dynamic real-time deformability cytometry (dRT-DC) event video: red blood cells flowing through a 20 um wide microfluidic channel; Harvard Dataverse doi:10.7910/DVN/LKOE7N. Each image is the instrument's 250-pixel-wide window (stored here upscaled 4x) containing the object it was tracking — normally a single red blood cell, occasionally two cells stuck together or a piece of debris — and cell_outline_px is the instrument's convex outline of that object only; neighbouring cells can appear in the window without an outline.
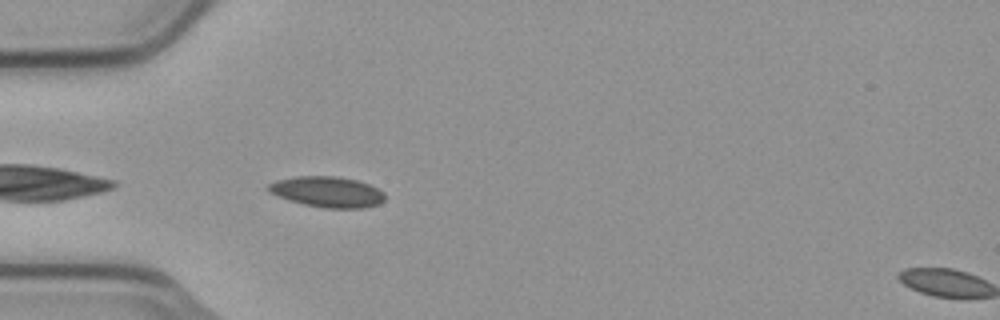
{"species": "common noctule bat (a hibernating species)", "species_latin": "Nyctalus noctula", "temperature_condition": "cold", "stored_images_in_passage": 3, "camera_frame_rate_fps": 3000, "um_per_image_px": 0.085, "animal": {"sex": "male", "body_mass_g": 23.1, "forearm_length_mm": 52.7}, "frame": {"image": 1, "passage_image": 2, "time_ms": 0.333, "image_size_px": [1000, 320], "cell_outline_px": [[384, 200], [380, 204], [364, 208], [324, 208], [304, 204], [288, 200], [268, 192], [268, 184], [276, 180], [296, 176], [336, 176], [356, 180], [368, 184], [384, 192]], "centroid_in_image_um": [27.81, 16.31], "position_along_channel_um": 57.2, "area_um2": 20.87}}